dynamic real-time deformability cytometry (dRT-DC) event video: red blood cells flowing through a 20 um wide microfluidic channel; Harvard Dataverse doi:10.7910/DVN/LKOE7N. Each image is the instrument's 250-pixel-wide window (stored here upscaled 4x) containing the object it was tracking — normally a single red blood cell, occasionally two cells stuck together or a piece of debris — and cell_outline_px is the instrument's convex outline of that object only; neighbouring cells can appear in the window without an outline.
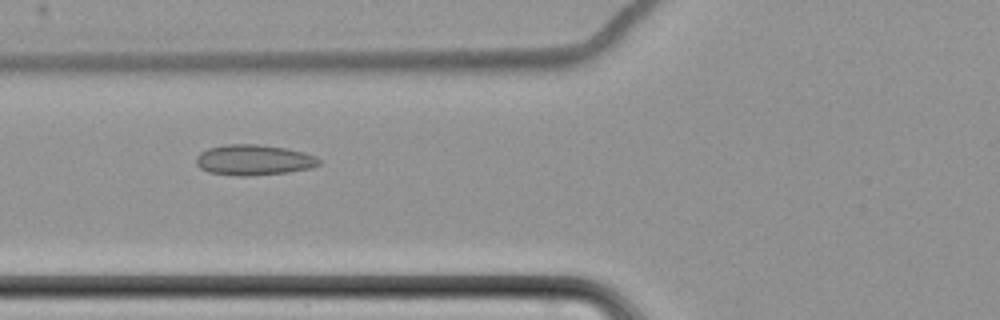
{"species": "common noctule bat (a hibernating species)", "species_latin": "Nyctalus noctula", "temperature_condition": "cold", "stored_images_in_passage": 11, "camera_frame_rate_fps": 3000, "um_per_image_px": 0.085, "animal": {"sex": "female", "body_mass_g": 22.7, "forearm_length_mm": 54.2}, "frame": {"image": 1, "passage_image": 2, "time_ms": 1.0, "image_size_px": [1000, 320], "cell_outline_px": [[320, 164], [312, 168], [288, 172], [252, 176], [236, 176], [208, 172], [200, 168], [196, 164], [196, 156], [200, 152], [208, 148], [224, 144], [256, 144], [284, 148], [304, 152], [316, 156], [320, 160]], "centroid_in_image_um": [21.55, 13.6], "position_along_channel_um": 104.2, "area_um2": 22.08}}
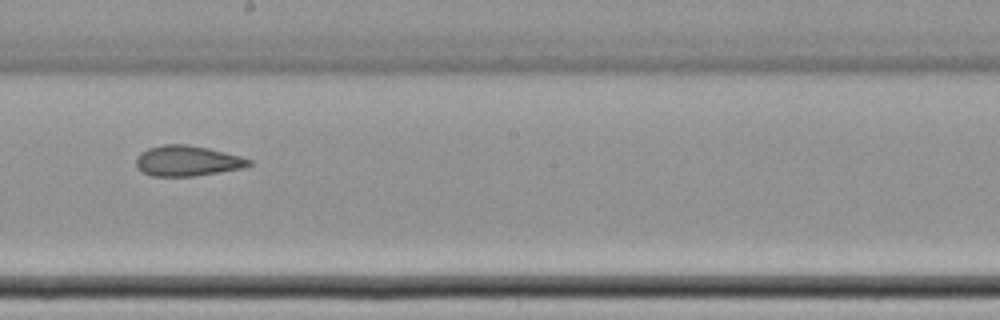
{"frame": {"image": 2, "passage_image": 5, "time_ms": 4.667, "image_size_px": [1000, 320], "cell_outline_px": [[252, 164], [244, 168], [220, 172], [192, 176], [152, 176], [140, 172], [136, 168], [136, 156], [140, 152], [148, 148], [164, 144], [184, 144], [208, 148], [240, 156], [252, 160]], "centroid_in_image_um": [15.89, 13.68], "position_along_channel_um": 232.3, "area_um2": 20.17}}
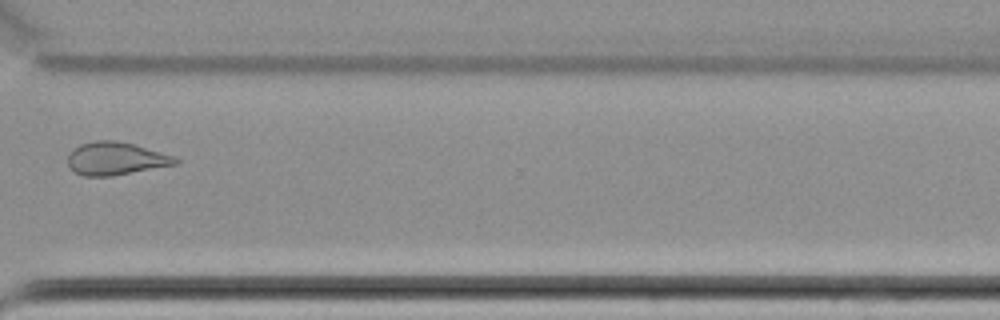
{"frame": {"image": 3, "passage_image": 8, "time_ms": 8.333, "image_size_px": [1000, 320], "cell_outline_px": [[180, 164], [112, 176], [84, 176], [76, 172], [68, 164], [68, 152], [72, 148], [80, 144], [96, 140], [116, 140], [132, 144], [176, 156], [180, 160]], "centroid_in_image_um": [9.86, 13.48], "position_along_channel_um": 360.7, "area_um2": 20.81}, "authors_computed_cell_mechanics": {"area_um2": 20.808, "velocity_mm_per_s": 3.5033, "shape_relaxation_time_tau1_ms": null, "shape_relaxation_time_tau2_ms": 2.7868, "deformation_change_tau1": null, "deformation_change_tau2": 0.0736}}